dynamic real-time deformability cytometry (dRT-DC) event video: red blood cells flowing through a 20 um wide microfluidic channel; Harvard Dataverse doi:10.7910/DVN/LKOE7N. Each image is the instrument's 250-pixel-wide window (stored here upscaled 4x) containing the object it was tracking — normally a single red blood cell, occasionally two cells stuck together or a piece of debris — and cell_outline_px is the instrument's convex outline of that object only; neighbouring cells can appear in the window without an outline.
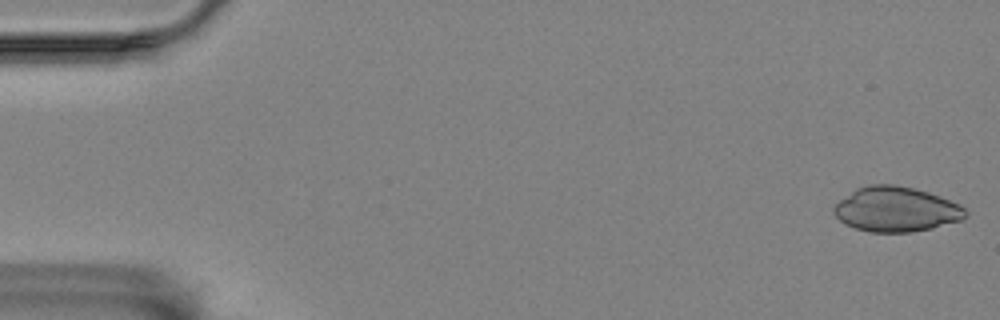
{"species": "Egyptian fruit bat (a non-hibernating species)", "species_latin": "Rousettus aegyptiacus", "temperature_condition": "room temperature", "stored_images_in_passage": 57, "camera_frame_rate_fps": 3000, "um_per_image_px": 0.085, "animal": {"sex": "female"}, "frame": {"image": 1, "passage_image": 1, "time_ms": 0.0, "image_size_px": [1000, 320], "cell_outline_px": [[968, 212], [960, 220], [932, 228], [912, 232], [868, 232], [844, 224], [832, 212], [832, 208], [840, 200], [856, 188], [868, 184], [892, 184], [912, 188], [928, 192], [940, 196], [960, 204]], "centroid_in_image_um": [76.14, 17.79], "position_along_channel_um": 8.9, "area_um2": 34.39}}